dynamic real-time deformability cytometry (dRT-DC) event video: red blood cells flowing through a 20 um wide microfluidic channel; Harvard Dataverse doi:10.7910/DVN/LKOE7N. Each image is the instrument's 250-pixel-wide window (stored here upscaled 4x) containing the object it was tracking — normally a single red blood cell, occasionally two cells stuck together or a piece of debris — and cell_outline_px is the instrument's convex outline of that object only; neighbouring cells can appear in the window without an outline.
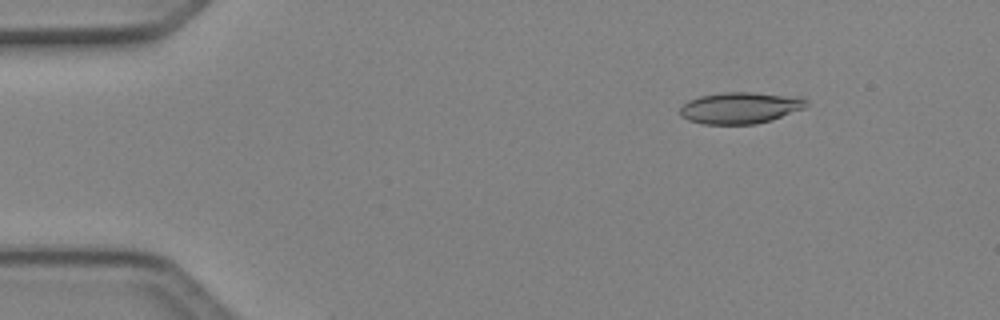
{"species": "Egyptian fruit bat (a non-hibernating species)", "species_latin": "Rousettus aegyptiacus", "temperature_condition": "cold", "stored_images_in_passage": 4, "camera_frame_rate_fps": 3000, "um_per_image_px": 0.085, "animal": {"sex": "female"}, "frame": {"image": 1, "passage_image": 1, "time_ms": 0.0, "image_size_px": [1000, 320], "cell_outline_px": [[808, 104], [804, 108], [772, 120], [756, 124], [704, 124], [688, 120], [680, 116], [680, 108], [688, 100], [700, 96], [724, 92], [752, 92], [800, 96], [808, 100]], "centroid_in_image_um": [62.94, 9.16], "position_along_channel_um": 22.1, "area_um2": 23.35}}
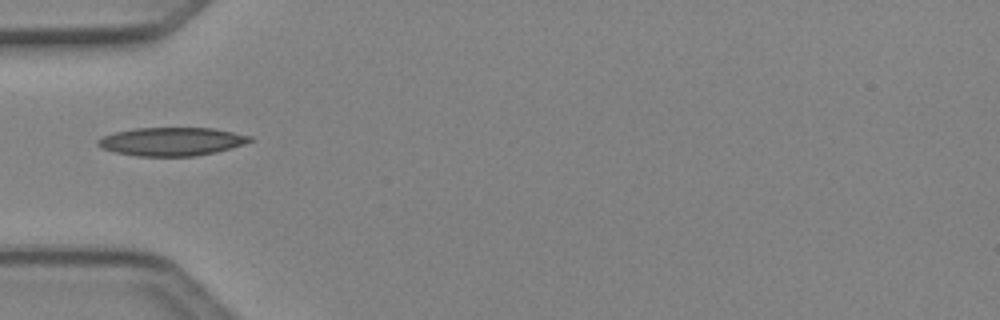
{"frame": {"image": 2, "passage_image": 3, "time_ms": 0.667, "image_size_px": [1000, 320], "cell_outline_px": [[256, 140], [232, 148], [216, 152], [196, 156], [136, 156], [116, 152], [100, 148], [96, 144], [96, 140], [112, 132], [136, 128], [212, 128], [252, 136]], "centroid_in_image_um": [14.59, 12.03], "position_along_channel_um": 70.4, "area_um2": 25.32}}
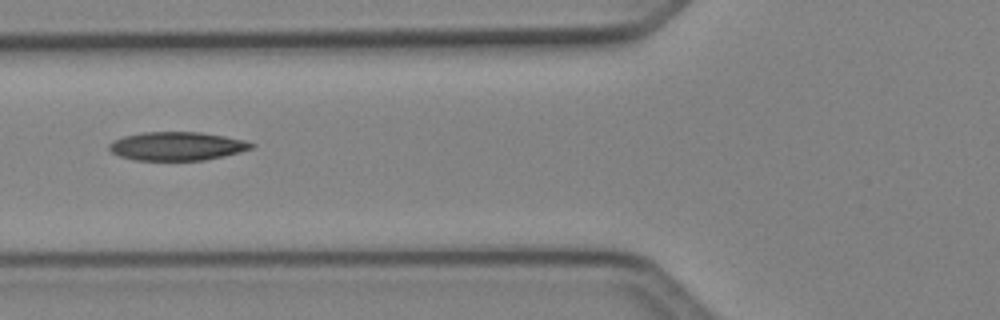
{"frame": {"image": 3, "passage_image": 4, "time_ms": 1.0, "image_size_px": [1000, 320], "cell_outline_px": [[256, 148], [224, 156], [204, 160], [136, 160], [120, 156], [112, 152], [108, 148], [108, 144], [112, 140], [124, 136], [140, 132], [200, 132], [224, 136], [244, 140], [256, 144]], "centroid_in_image_um": [15.06, 12.42], "position_along_channel_um": 110.7, "area_um2": 23.81}}